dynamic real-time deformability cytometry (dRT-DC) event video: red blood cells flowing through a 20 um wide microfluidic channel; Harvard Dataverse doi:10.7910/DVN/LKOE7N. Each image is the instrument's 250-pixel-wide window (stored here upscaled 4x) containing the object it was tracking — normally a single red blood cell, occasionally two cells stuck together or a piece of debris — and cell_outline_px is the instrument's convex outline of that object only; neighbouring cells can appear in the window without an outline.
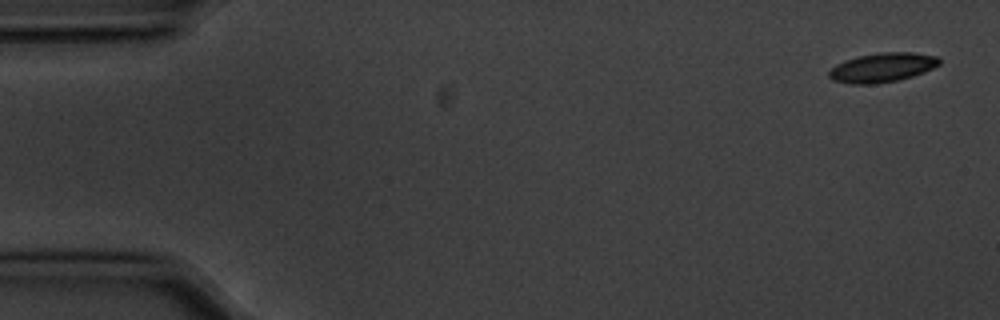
{"species": "common noctule bat (a hibernating species)", "species_latin": "Nyctalus noctula", "temperature_condition": "cold", "stored_images_in_passage": 6, "camera_frame_rate_fps": 3000, "um_per_image_px": 0.085, "animal": {"sex": "male", "body_mass_g": 20.1, "forearm_length_mm": 53.5}, "frame": {"image": 1, "passage_image": 1, "time_ms": 0.0, "image_size_px": [1000, 320], "cell_outline_px": [[940, 64], [924, 72], [912, 76], [896, 80], [872, 84], [848, 84], [832, 80], [828, 76], [828, 72], [836, 64], [844, 60], [856, 56], [880, 52], [912, 52], [936, 56], [940, 60]], "centroid_in_image_um": [74.95, 5.73], "position_along_channel_um": 10.0, "area_um2": 18.84}}